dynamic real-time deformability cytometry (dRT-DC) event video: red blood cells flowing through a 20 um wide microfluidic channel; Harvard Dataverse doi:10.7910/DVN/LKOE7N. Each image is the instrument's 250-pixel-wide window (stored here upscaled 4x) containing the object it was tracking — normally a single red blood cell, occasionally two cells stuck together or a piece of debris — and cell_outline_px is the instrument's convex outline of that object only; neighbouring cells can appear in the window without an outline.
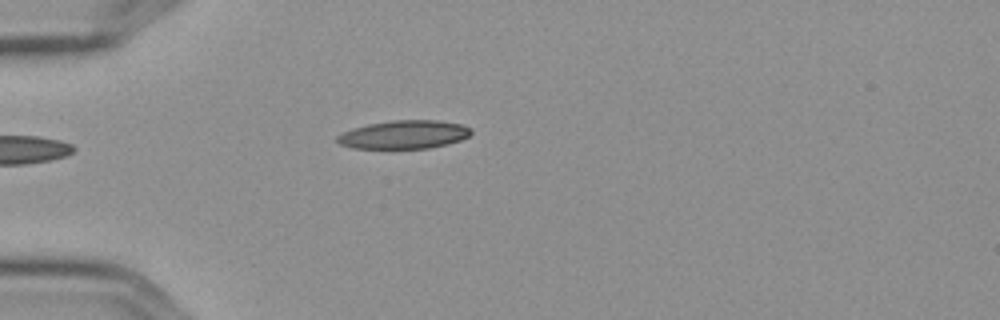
{"species": "Egyptian fruit bat (a non-hibernating species)", "species_latin": "Rousettus aegyptiacus", "temperature_condition": "cold", "stored_images_in_passage": 2, "camera_frame_rate_fps": 3000, "um_per_image_px": 0.085, "frame": {"image": 1, "passage_image": 2, "time_ms": 0.333, "image_size_px": [1000, 320], "cell_outline_px": [[472, 132], [468, 136], [460, 140], [448, 144], [428, 148], [352, 148], [340, 144], [336, 140], [336, 136], [352, 128], [368, 124], [392, 120], [436, 120], [460, 124], [472, 128]], "centroid_in_image_um": [34.34, 11.43], "position_along_channel_um": 50.7, "area_um2": 22.08}}